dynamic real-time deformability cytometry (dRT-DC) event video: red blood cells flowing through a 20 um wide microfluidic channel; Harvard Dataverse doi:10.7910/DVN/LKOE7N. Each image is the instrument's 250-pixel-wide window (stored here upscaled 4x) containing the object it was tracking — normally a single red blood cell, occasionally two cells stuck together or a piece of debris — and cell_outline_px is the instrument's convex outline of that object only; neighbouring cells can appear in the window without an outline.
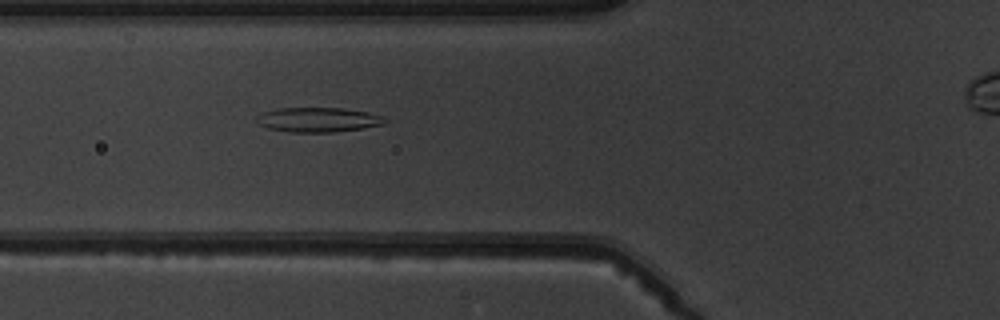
{"species": "common noctule bat (a hibernating species)", "species_latin": "Nyctalus noctula", "temperature_condition": "warm", "stored_images_in_passage": 7, "camera_frame_rate_fps": 3000, "um_per_image_px": 0.085, "animal": {"sex": "male", "body_mass_g": 19.5, "forearm_length_mm": 54.6}, "frame": {"image": 1, "passage_image": 6, "time_ms": 6.333, "image_size_px": [1000, 320], "cell_outline_px": [[388, 120], [384, 124], [364, 128], [332, 132], [292, 132], [268, 128], [260, 124], [256, 120], [256, 116], [264, 112], [276, 108], [344, 108], [368, 112], [380, 116]], "centroid_in_image_um": [27.05, 10.17], "position_along_channel_um": 98.8, "area_um2": 18.32}}